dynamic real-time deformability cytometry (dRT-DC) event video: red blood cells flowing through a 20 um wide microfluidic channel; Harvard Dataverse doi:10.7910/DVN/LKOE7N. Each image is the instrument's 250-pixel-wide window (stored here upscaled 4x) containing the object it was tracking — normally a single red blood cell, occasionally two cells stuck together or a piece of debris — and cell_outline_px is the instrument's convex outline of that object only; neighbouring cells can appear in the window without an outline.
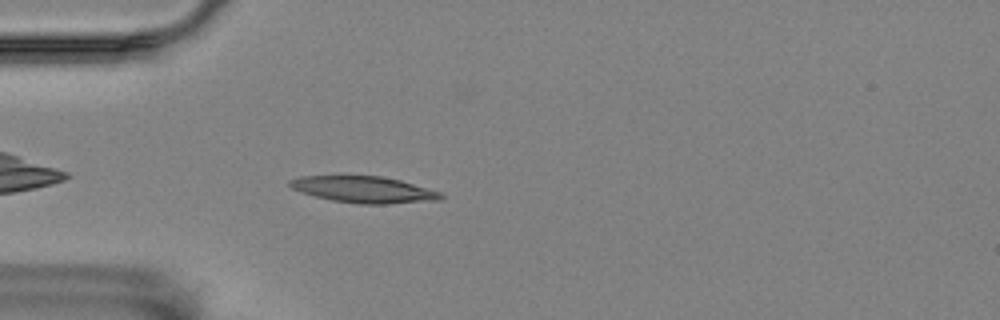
{"species": "Egyptian fruit bat (a non-hibernating species)", "species_latin": "Rousettus aegyptiacus", "temperature_condition": "room temperature", "stored_images_in_passage": 31, "camera_frame_rate_fps": 3000, "um_per_image_px": 0.085, "animal": {"sex": "female"}, "frame": {"image": 1, "passage_image": 3, "time_ms": 0.667, "image_size_px": [1000, 320], "cell_outline_px": [[444, 196], [440, 200], [384, 204], [360, 204], [332, 200], [316, 196], [292, 188], [288, 184], [288, 180], [300, 176], [344, 172], [380, 176], [400, 180], [440, 192]], "centroid_in_image_um": [30.84, 16.05], "position_along_channel_um": 54.2, "area_um2": 24.16}}
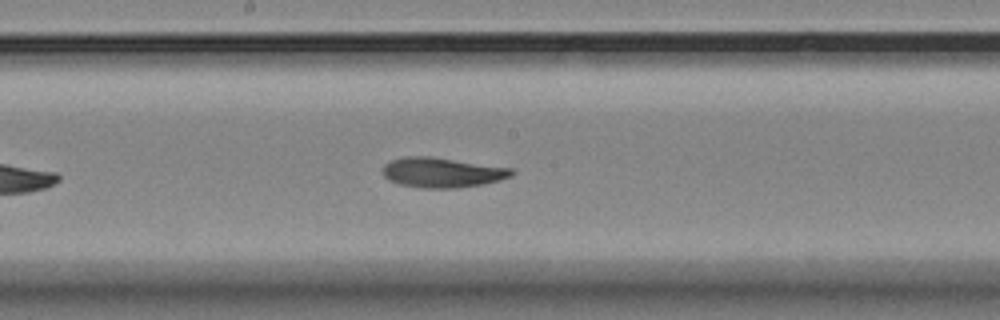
{"frame": {"image": 2, "passage_image": 17, "time_ms": 5.333, "image_size_px": [1000, 320], "cell_outline_px": [[516, 172], [512, 176], [500, 180], [484, 184], [456, 188], [420, 188], [400, 184], [388, 180], [384, 176], [384, 164], [392, 160], [404, 156], [432, 156], [512, 168]], "centroid_in_image_um": [37.61, 14.66], "position_along_channel_um": 210.6, "area_um2": 22.66}}
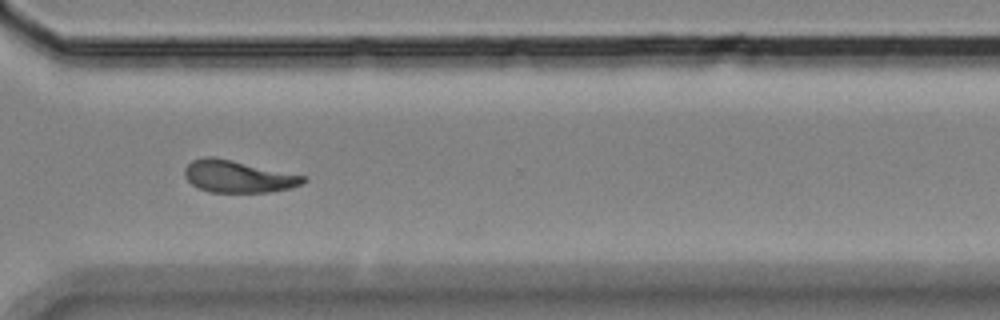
{"frame": {"image": 3, "passage_image": 29, "time_ms": 9.333, "image_size_px": [1000, 320], "cell_outline_px": [[308, 180], [292, 188], [272, 192], [208, 192], [192, 184], [184, 176], [184, 168], [192, 160], [204, 156], [212, 156], [232, 160], [304, 176]], "centroid_in_image_um": [20.2, 15.0], "position_along_channel_um": 350.4, "area_um2": 22.08}}